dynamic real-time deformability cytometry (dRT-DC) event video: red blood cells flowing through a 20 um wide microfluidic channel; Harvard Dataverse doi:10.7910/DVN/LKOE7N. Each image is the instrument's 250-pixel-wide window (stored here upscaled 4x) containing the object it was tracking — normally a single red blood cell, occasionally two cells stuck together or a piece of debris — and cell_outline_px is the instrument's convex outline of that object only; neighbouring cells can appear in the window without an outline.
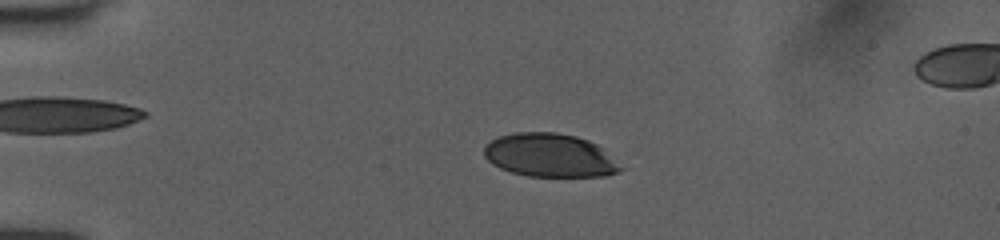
{"species": "human", "species_latin": "Homo sapiens", "temperature_condition": "room temperature", "stored_images_in_passage": 51, "camera_frame_rate_fps": 3000, "um_per_image_px": 0.085, "donor": {"sex": "female"}, "frame": {"image": 1, "passage_image": 12, "time_ms": 3.667, "image_size_px": [1000, 240], "cell_outline_px": [[624, 168], [620, 172], [608, 176], [528, 176], [512, 172], [500, 168], [492, 164], [484, 156], [484, 144], [496, 136], [516, 132], [556, 132], [576, 136], [588, 140], [596, 144]], "centroid_in_image_um": [46.7, 13.2], "position_along_channel_um": 38.3, "area_um2": 34.68}}
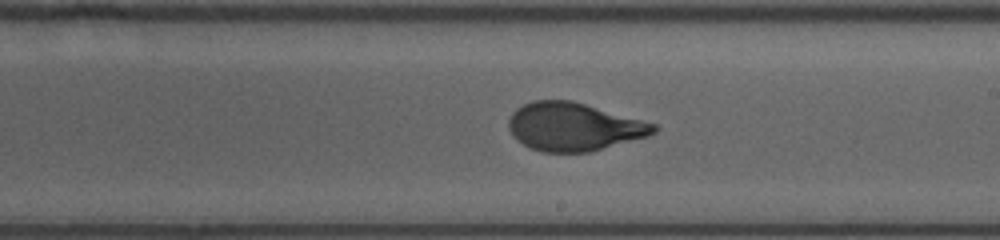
{"frame": {"image": 2, "passage_image": 31, "time_ms": 10.0, "image_size_px": [1000, 240], "cell_outline_px": [[660, 128], [656, 132], [648, 136], [592, 152], [544, 152], [532, 148], [516, 140], [508, 128], [508, 120], [512, 112], [516, 108], [532, 100], [572, 100], [656, 124]], "centroid_in_image_um": [48.77, 10.77], "position_along_channel_um": 240.2, "area_um2": 40.81}}
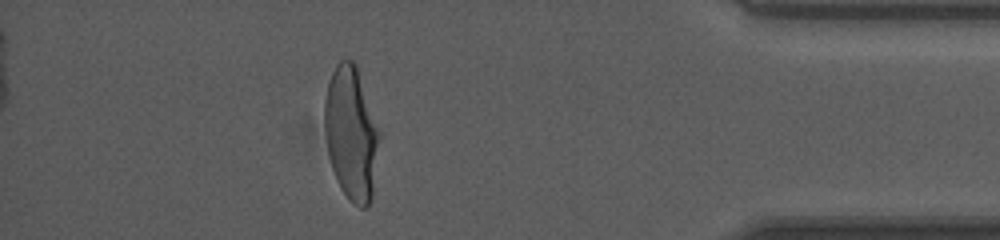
{"frame": {"image": 3, "passage_image": 46, "time_ms": 15.0, "image_size_px": [1000, 240], "cell_outline_px": [[380, 136], [372, 200], [368, 208], [360, 208], [348, 200], [340, 188], [336, 180], [332, 168], [328, 152], [324, 128], [324, 100], [328, 80], [336, 64], [340, 60], [352, 60], [356, 64], [380, 132]], "centroid_in_image_um": [29.85, 11.36], "position_along_channel_um": 405.3, "area_um2": 43.0}, "authors_computed_cell_mechanics": {"area_um2": 40.3444, "velocity_mm_per_s": 4.0158, "shape_relaxation_time_tau1_ms": 4.2773, "shape_relaxation_time_tau2_ms": null, "deformation_change_tau1": 0.1822, "deformation_change_tau2": null}}